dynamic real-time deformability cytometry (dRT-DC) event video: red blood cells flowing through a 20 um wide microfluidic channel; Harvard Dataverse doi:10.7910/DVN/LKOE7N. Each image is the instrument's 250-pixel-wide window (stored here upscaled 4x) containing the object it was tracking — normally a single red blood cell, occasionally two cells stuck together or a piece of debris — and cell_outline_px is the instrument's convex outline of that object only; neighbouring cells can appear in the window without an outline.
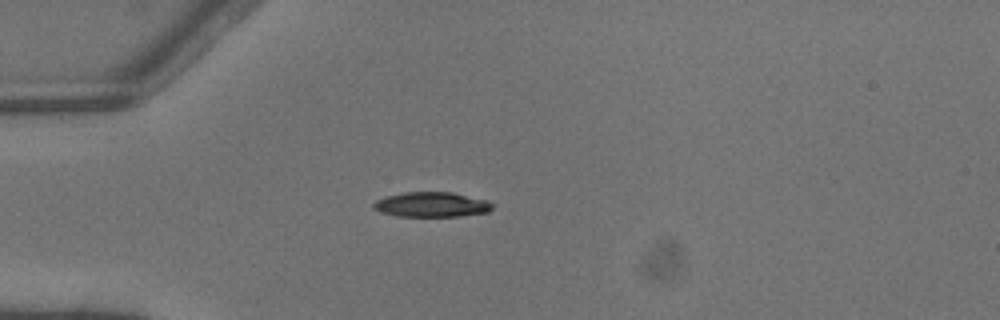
{"species": "common noctule bat (a hibernating species)", "species_latin": "Nyctalus noctula", "temperature_condition": "warm", "stored_images_in_passage": 1, "camera_frame_rate_fps": 3000, "um_per_image_px": 0.085, "animal": {"sex": "male", "body_mass_g": 13.3}, "frame": {"image": 1, "passage_image": 1, "time_ms": 0.0, "image_size_px": [1000, 320], "cell_outline_px": [[492, 208], [488, 212], [460, 216], [396, 216], [380, 212], [372, 208], [372, 204], [376, 200], [384, 196], [404, 192], [452, 192], [488, 200], [492, 204]], "centroid_in_image_um": [36.65, 17.38], "position_along_channel_um": 48.3, "area_um2": 17.4}}